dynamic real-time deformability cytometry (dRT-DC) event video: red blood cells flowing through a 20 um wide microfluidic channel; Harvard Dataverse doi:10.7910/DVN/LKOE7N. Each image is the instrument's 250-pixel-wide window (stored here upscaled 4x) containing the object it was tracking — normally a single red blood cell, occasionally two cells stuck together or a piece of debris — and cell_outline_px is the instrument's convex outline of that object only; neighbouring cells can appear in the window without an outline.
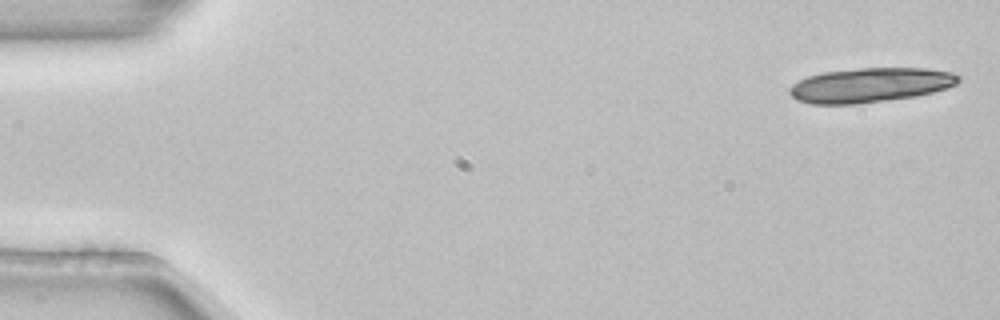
{"species": "common noctule bat (a hibernating species)", "species_latin": "Nyctalus noctula", "temperature_condition": "room temperature", "stored_images_in_passage": 5, "camera_frame_rate_fps": 3000, "um_per_image_px": 0.085, "animal": {"sex": "female", "body_mass_g": 22.7, "forearm_length_mm": 54.2}, "frame": {"image": 1, "passage_image": 1, "time_ms": 0.0, "image_size_px": [1000, 320], "cell_outline_px": [[960, 80], [956, 84], [932, 92], [916, 96], [856, 104], [812, 104], [796, 100], [788, 92], [788, 88], [792, 84], [808, 76], [824, 72], [860, 68], [924, 68], [952, 72], [960, 76]], "centroid_in_image_um": [73.94, 7.23], "position_along_channel_um": 11.1, "area_um2": 33.87}}
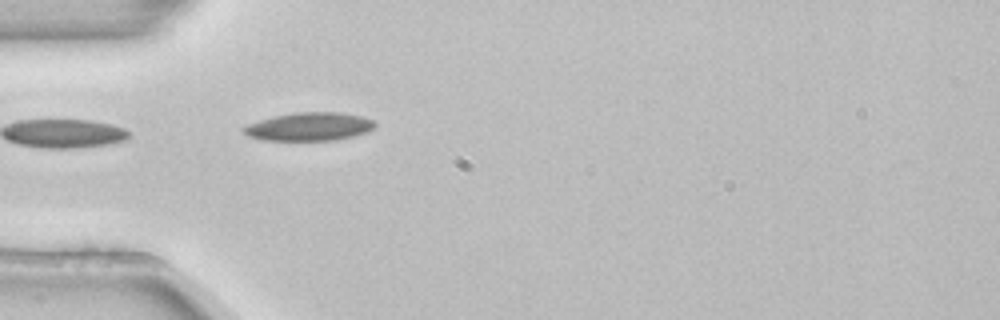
{"frame": {"image": 2, "passage_image": 5, "time_ms": 1.333, "image_size_px": [1000, 320], "cell_outline_px": [[376, 124], [368, 132], [336, 140], [264, 140], [248, 136], [240, 128], [248, 124], [272, 116], [296, 112], [340, 112], [364, 116], [372, 120]], "centroid_in_image_um": [26.28, 10.75], "position_along_channel_um": 58.7, "area_um2": 21.68}}